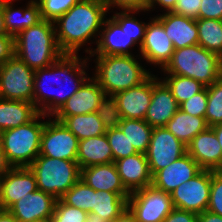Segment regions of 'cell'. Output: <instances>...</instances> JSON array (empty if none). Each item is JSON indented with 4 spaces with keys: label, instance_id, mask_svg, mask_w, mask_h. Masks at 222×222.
<instances>
[{
    "label": "cell",
    "instance_id": "15",
    "mask_svg": "<svg viewBox=\"0 0 222 222\" xmlns=\"http://www.w3.org/2000/svg\"><path fill=\"white\" fill-rule=\"evenodd\" d=\"M104 95L97 80L89 77L52 117L62 122L68 116L94 113Z\"/></svg>",
    "mask_w": 222,
    "mask_h": 222
},
{
    "label": "cell",
    "instance_id": "12",
    "mask_svg": "<svg viewBox=\"0 0 222 222\" xmlns=\"http://www.w3.org/2000/svg\"><path fill=\"white\" fill-rule=\"evenodd\" d=\"M211 170H201L170 193L174 208L202 213L207 210L211 190Z\"/></svg>",
    "mask_w": 222,
    "mask_h": 222
},
{
    "label": "cell",
    "instance_id": "46",
    "mask_svg": "<svg viewBox=\"0 0 222 222\" xmlns=\"http://www.w3.org/2000/svg\"><path fill=\"white\" fill-rule=\"evenodd\" d=\"M15 55V39L11 35H0V65Z\"/></svg>",
    "mask_w": 222,
    "mask_h": 222
},
{
    "label": "cell",
    "instance_id": "17",
    "mask_svg": "<svg viewBox=\"0 0 222 222\" xmlns=\"http://www.w3.org/2000/svg\"><path fill=\"white\" fill-rule=\"evenodd\" d=\"M179 105L167 85L152 74V99L144 120L151 127H163L175 115Z\"/></svg>",
    "mask_w": 222,
    "mask_h": 222
},
{
    "label": "cell",
    "instance_id": "13",
    "mask_svg": "<svg viewBox=\"0 0 222 222\" xmlns=\"http://www.w3.org/2000/svg\"><path fill=\"white\" fill-rule=\"evenodd\" d=\"M141 59L150 65L158 66L161 70L170 61L174 45L167 36L163 24L156 18H150L145 29V35L139 50Z\"/></svg>",
    "mask_w": 222,
    "mask_h": 222
},
{
    "label": "cell",
    "instance_id": "39",
    "mask_svg": "<svg viewBox=\"0 0 222 222\" xmlns=\"http://www.w3.org/2000/svg\"><path fill=\"white\" fill-rule=\"evenodd\" d=\"M40 9L41 18L55 21L65 14L79 0H35Z\"/></svg>",
    "mask_w": 222,
    "mask_h": 222
},
{
    "label": "cell",
    "instance_id": "24",
    "mask_svg": "<svg viewBox=\"0 0 222 222\" xmlns=\"http://www.w3.org/2000/svg\"><path fill=\"white\" fill-rule=\"evenodd\" d=\"M80 179L95 191L114 192L122 197L130 196L121 182L114 162L82 168Z\"/></svg>",
    "mask_w": 222,
    "mask_h": 222
},
{
    "label": "cell",
    "instance_id": "4",
    "mask_svg": "<svg viewBox=\"0 0 222 222\" xmlns=\"http://www.w3.org/2000/svg\"><path fill=\"white\" fill-rule=\"evenodd\" d=\"M15 55L31 69L46 68L64 53L56 41L54 22L42 19L15 38Z\"/></svg>",
    "mask_w": 222,
    "mask_h": 222
},
{
    "label": "cell",
    "instance_id": "9",
    "mask_svg": "<svg viewBox=\"0 0 222 222\" xmlns=\"http://www.w3.org/2000/svg\"><path fill=\"white\" fill-rule=\"evenodd\" d=\"M127 208L137 222H163L174 206L170 193L150 185L130 193Z\"/></svg>",
    "mask_w": 222,
    "mask_h": 222
},
{
    "label": "cell",
    "instance_id": "43",
    "mask_svg": "<svg viewBox=\"0 0 222 222\" xmlns=\"http://www.w3.org/2000/svg\"><path fill=\"white\" fill-rule=\"evenodd\" d=\"M107 10L117 8L121 10L150 11V0H101ZM116 6V7H115Z\"/></svg>",
    "mask_w": 222,
    "mask_h": 222
},
{
    "label": "cell",
    "instance_id": "25",
    "mask_svg": "<svg viewBox=\"0 0 222 222\" xmlns=\"http://www.w3.org/2000/svg\"><path fill=\"white\" fill-rule=\"evenodd\" d=\"M14 1L3 0L4 26L7 34L14 38L25 29L42 20L39 5L35 0L28 1L26 8H14Z\"/></svg>",
    "mask_w": 222,
    "mask_h": 222
},
{
    "label": "cell",
    "instance_id": "29",
    "mask_svg": "<svg viewBox=\"0 0 222 222\" xmlns=\"http://www.w3.org/2000/svg\"><path fill=\"white\" fill-rule=\"evenodd\" d=\"M128 198L114 192L95 191L93 194V210L90 213H95L106 222H111L127 208Z\"/></svg>",
    "mask_w": 222,
    "mask_h": 222
},
{
    "label": "cell",
    "instance_id": "21",
    "mask_svg": "<svg viewBox=\"0 0 222 222\" xmlns=\"http://www.w3.org/2000/svg\"><path fill=\"white\" fill-rule=\"evenodd\" d=\"M114 96L122 118L144 120L152 99V74L139 85Z\"/></svg>",
    "mask_w": 222,
    "mask_h": 222
},
{
    "label": "cell",
    "instance_id": "2",
    "mask_svg": "<svg viewBox=\"0 0 222 222\" xmlns=\"http://www.w3.org/2000/svg\"><path fill=\"white\" fill-rule=\"evenodd\" d=\"M107 13L101 0H79L54 21L59 49L64 54H78L92 38L99 39Z\"/></svg>",
    "mask_w": 222,
    "mask_h": 222
},
{
    "label": "cell",
    "instance_id": "32",
    "mask_svg": "<svg viewBox=\"0 0 222 222\" xmlns=\"http://www.w3.org/2000/svg\"><path fill=\"white\" fill-rule=\"evenodd\" d=\"M119 128L137 152L144 154L147 152L153 127L145 120L123 118Z\"/></svg>",
    "mask_w": 222,
    "mask_h": 222
},
{
    "label": "cell",
    "instance_id": "45",
    "mask_svg": "<svg viewBox=\"0 0 222 222\" xmlns=\"http://www.w3.org/2000/svg\"><path fill=\"white\" fill-rule=\"evenodd\" d=\"M201 1L202 0H178L172 12L185 17L199 19Z\"/></svg>",
    "mask_w": 222,
    "mask_h": 222
},
{
    "label": "cell",
    "instance_id": "51",
    "mask_svg": "<svg viewBox=\"0 0 222 222\" xmlns=\"http://www.w3.org/2000/svg\"><path fill=\"white\" fill-rule=\"evenodd\" d=\"M11 168L9 163L6 160L5 154L1 147V140H0V178Z\"/></svg>",
    "mask_w": 222,
    "mask_h": 222
},
{
    "label": "cell",
    "instance_id": "18",
    "mask_svg": "<svg viewBox=\"0 0 222 222\" xmlns=\"http://www.w3.org/2000/svg\"><path fill=\"white\" fill-rule=\"evenodd\" d=\"M187 153L202 170L222 171V150L211 127L198 133L187 145Z\"/></svg>",
    "mask_w": 222,
    "mask_h": 222
},
{
    "label": "cell",
    "instance_id": "34",
    "mask_svg": "<svg viewBox=\"0 0 222 222\" xmlns=\"http://www.w3.org/2000/svg\"><path fill=\"white\" fill-rule=\"evenodd\" d=\"M142 10H122L116 12L111 18L121 27L125 29L126 33L134 42L139 46L142 45L145 35L147 23L137 20L134 17L135 13L138 14Z\"/></svg>",
    "mask_w": 222,
    "mask_h": 222
},
{
    "label": "cell",
    "instance_id": "40",
    "mask_svg": "<svg viewBox=\"0 0 222 222\" xmlns=\"http://www.w3.org/2000/svg\"><path fill=\"white\" fill-rule=\"evenodd\" d=\"M87 216L88 213L84 210L65 204L61 199H57L52 220L53 222H85Z\"/></svg>",
    "mask_w": 222,
    "mask_h": 222
},
{
    "label": "cell",
    "instance_id": "6",
    "mask_svg": "<svg viewBox=\"0 0 222 222\" xmlns=\"http://www.w3.org/2000/svg\"><path fill=\"white\" fill-rule=\"evenodd\" d=\"M45 117L39 113L27 124L0 133L1 147L11 167H29L39 155Z\"/></svg>",
    "mask_w": 222,
    "mask_h": 222
},
{
    "label": "cell",
    "instance_id": "44",
    "mask_svg": "<svg viewBox=\"0 0 222 222\" xmlns=\"http://www.w3.org/2000/svg\"><path fill=\"white\" fill-rule=\"evenodd\" d=\"M199 18L222 20V0H202Z\"/></svg>",
    "mask_w": 222,
    "mask_h": 222
},
{
    "label": "cell",
    "instance_id": "1",
    "mask_svg": "<svg viewBox=\"0 0 222 222\" xmlns=\"http://www.w3.org/2000/svg\"><path fill=\"white\" fill-rule=\"evenodd\" d=\"M78 55L63 54L50 66L35 70L33 103L39 113L52 117L89 78L86 70L90 64L88 63L90 58L88 56L80 58ZM52 83L56 84L58 92L53 88ZM62 85H66L67 88ZM68 85H71L69 86L71 88L68 89Z\"/></svg>",
    "mask_w": 222,
    "mask_h": 222
},
{
    "label": "cell",
    "instance_id": "22",
    "mask_svg": "<svg viewBox=\"0 0 222 222\" xmlns=\"http://www.w3.org/2000/svg\"><path fill=\"white\" fill-rule=\"evenodd\" d=\"M114 163L121 182L129 193L152 185V175L144 153L138 152Z\"/></svg>",
    "mask_w": 222,
    "mask_h": 222
},
{
    "label": "cell",
    "instance_id": "8",
    "mask_svg": "<svg viewBox=\"0 0 222 222\" xmlns=\"http://www.w3.org/2000/svg\"><path fill=\"white\" fill-rule=\"evenodd\" d=\"M35 70L14 55L0 65V98L33 103Z\"/></svg>",
    "mask_w": 222,
    "mask_h": 222
},
{
    "label": "cell",
    "instance_id": "7",
    "mask_svg": "<svg viewBox=\"0 0 222 222\" xmlns=\"http://www.w3.org/2000/svg\"><path fill=\"white\" fill-rule=\"evenodd\" d=\"M35 174L38 190L60 199L79 179L77 161L38 155L29 166Z\"/></svg>",
    "mask_w": 222,
    "mask_h": 222
},
{
    "label": "cell",
    "instance_id": "38",
    "mask_svg": "<svg viewBox=\"0 0 222 222\" xmlns=\"http://www.w3.org/2000/svg\"><path fill=\"white\" fill-rule=\"evenodd\" d=\"M105 134L112 150L114 162L138 153L119 127L108 129Z\"/></svg>",
    "mask_w": 222,
    "mask_h": 222
},
{
    "label": "cell",
    "instance_id": "48",
    "mask_svg": "<svg viewBox=\"0 0 222 222\" xmlns=\"http://www.w3.org/2000/svg\"><path fill=\"white\" fill-rule=\"evenodd\" d=\"M178 0H150V11L152 9L155 10V6H157V8H159L158 6H160L161 9L164 10L165 12H172L177 4Z\"/></svg>",
    "mask_w": 222,
    "mask_h": 222
},
{
    "label": "cell",
    "instance_id": "35",
    "mask_svg": "<svg viewBox=\"0 0 222 222\" xmlns=\"http://www.w3.org/2000/svg\"><path fill=\"white\" fill-rule=\"evenodd\" d=\"M95 190L79 179L60 199L70 206L80 208L87 213L93 210Z\"/></svg>",
    "mask_w": 222,
    "mask_h": 222
},
{
    "label": "cell",
    "instance_id": "54",
    "mask_svg": "<svg viewBox=\"0 0 222 222\" xmlns=\"http://www.w3.org/2000/svg\"><path fill=\"white\" fill-rule=\"evenodd\" d=\"M211 128L215 132V135L219 141V144H220V147L222 150V123L216 124V125L212 126Z\"/></svg>",
    "mask_w": 222,
    "mask_h": 222
},
{
    "label": "cell",
    "instance_id": "33",
    "mask_svg": "<svg viewBox=\"0 0 222 222\" xmlns=\"http://www.w3.org/2000/svg\"><path fill=\"white\" fill-rule=\"evenodd\" d=\"M162 81L171 90L178 105L201 92L205 86L193 78L183 77L174 74H164Z\"/></svg>",
    "mask_w": 222,
    "mask_h": 222
},
{
    "label": "cell",
    "instance_id": "50",
    "mask_svg": "<svg viewBox=\"0 0 222 222\" xmlns=\"http://www.w3.org/2000/svg\"><path fill=\"white\" fill-rule=\"evenodd\" d=\"M111 222H137L134 215L126 208L117 218Z\"/></svg>",
    "mask_w": 222,
    "mask_h": 222
},
{
    "label": "cell",
    "instance_id": "5",
    "mask_svg": "<svg viewBox=\"0 0 222 222\" xmlns=\"http://www.w3.org/2000/svg\"><path fill=\"white\" fill-rule=\"evenodd\" d=\"M161 71L193 78L208 87L222 77V57L194 44L174 49L170 61Z\"/></svg>",
    "mask_w": 222,
    "mask_h": 222
},
{
    "label": "cell",
    "instance_id": "14",
    "mask_svg": "<svg viewBox=\"0 0 222 222\" xmlns=\"http://www.w3.org/2000/svg\"><path fill=\"white\" fill-rule=\"evenodd\" d=\"M37 189L35 174L29 167H11L0 178V209L8 210L27 193Z\"/></svg>",
    "mask_w": 222,
    "mask_h": 222
},
{
    "label": "cell",
    "instance_id": "55",
    "mask_svg": "<svg viewBox=\"0 0 222 222\" xmlns=\"http://www.w3.org/2000/svg\"><path fill=\"white\" fill-rule=\"evenodd\" d=\"M85 222H106V221L95 213H88Z\"/></svg>",
    "mask_w": 222,
    "mask_h": 222
},
{
    "label": "cell",
    "instance_id": "11",
    "mask_svg": "<svg viewBox=\"0 0 222 222\" xmlns=\"http://www.w3.org/2000/svg\"><path fill=\"white\" fill-rule=\"evenodd\" d=\"M187 153V145L178 140L165 126L154 127L145 153L152 177Z\"/></svg>",
    "mask_w": 222,
    "mask_h": 222
},
{
    "label": "cell",
    "instance_id": "37",
    "mask_svg": "<svg viewBox=\"0 0 222 222\" xmlns=\"http://www.w3.org/2000/svg\"><path fill=\"white\" fill-rule=\"evenodd\" d=\"M96 113L106 130L119 127L123 119L114 95L105 94L99 102Z\"/></svg>",
    "mask_w": 222,
    "mask_h": 222
},
{
    "label": "cell",
    "instance_id": "36",
    "mask_svg": "<svg viewBox=\"0 0 222 222\" xmlns=\"http://www.w3.org/2000/svg\"><path fill=\"white\" fill-rule=\"evenodd\" d=\"M205 121L208 127L222 123V77L207 87Z\"/></svg>",
    "mask_w": 222,
    "mask_h": 222
},
{
    "label": "cell",
    "instance_id": "26",
    "mask_svg": "<svg viewBox=\"0 0 222 222\" xmlns=\"http://www.w3.org/2000/svg\"><path fill=\"white\" fill-rule=\"evenodd\" d=\"M76 161L81 169L114 162L106 134L80 140Z\"/></svg>",
    "mask_w": 222,
    "mask_h": 222
},
{
    "label": "cell",
    "instance_id": "28",
    "mask_svg": "<svg viewBox=\"0 0 222 222\" xmlns=\"http://www.w3.org/2000/svg\"><path fill=\"white\" fill-rule=\"evenodd\" d=\"M165 127L168 131L173 133L178 140L188 145L192 139L198 133L204 131L208 125L205 121V117L192 116L178 109Z\"/></svg>",
    "mask_w": 222,
    "mask_h": 222
},
{
    "label": "cell",
    "instance_id": "27",
    "mask_svg": "<svg viewBox=\"0 0 222 222\" xmlns=\"http://www.w3.org/2000/svg\"><path fill=\"white\" fill-rule=\"evenodd\" d=\"M38 114L34 103L0 98V133L27 124Z\"/></svg>",
    "mask_w": 222,
    "mask_h": 222
},
{
    "label": "cell",
    "instance_id": "16",
    "mask_svg": "<svg viewBox=\"0 0 222 222\" xmlns=\"http://www.w3.org/2000/svg\"><path fill=\"white\" fill-rule=\"evenodd\" d=\"M99 39H95L97 48H85L89 55H134L130 48L136 43L121 27L110 17L106 18L100 31Z\"/></svg>",
    "mask_w": 222,
    "mask_h": 222
},
{
    "label": "cell",
    "instance_id": "42",
    "mask_svg": "<svg viewBox=\"0 0 222 222\" xmlns=\"http://www.w3.org/2000/svg\"><path fill=\"white\" fill-rule=\"evenodd\" d=\"M207 100L208 90L207 87H205L201 92L181 103L179 109L192 116L204 117L207 108Z\"/></svg>",
    "mask_w": 222,
    "mask_h": 222
},
{
    "label": "cell",
    "instance_id": "23",
    "mask_svg": "<svg viewBox=\"0 0 222 222\" xmlns=\"http://www.w3.org/2000/svg\"><path fill=\"white\" fill-rule=\"evenodd\" d=\"M173 42L174 49L198 44V28L196 19L178 15L174 12L160 13L155 16Z\"/></svg>",
    "mask_w": 222,
    "mask_h": 222
},
{
    "label": "cell",
    "instance_id": "3",
    "mask_svg": "<svg viewBox=\"0 0 222 222\" xmlns=\"http://www.w3.org/2000/svg\"><path fill=\"white\" fill-rule=\"evenodd\" d=\"M94 78L107 95L128 90L144 82L151 71L143 68L134 55H90L95 57Z\"/></svg>",
    "mask_w": 222,
    "mask_h": 222
},
{
    "label": "cell",
    "instance_id": "41",
    "mask_svg": "<svg viewBox=\"0 0 222 222\" xmlns=\"http://www.w3.org/2000/svg\"><path fill=\"white\" fill-rule=\"evenodd\" d=\"M207 210L222 216V171H212L211 190Z\"/></svg>",
    "mask_w": 222,
    "mask_h": 222
},
{
    "label": "cell",
    "instance_id": "10",
    "mask_svg": "<svg viewBox=\"0 0 222 222\" xmlns=\"http://www.w3.org/2000/svg\"><path fill=\"white\" fill-rule=\"evenodd\" d=\"M50 118L43 128L39 155L76 161L79 139L62 122Z\"/></svg>",
    "mask_w": 222,
    "mask_h": 222
},
{
    "label": "cell",
    "instance_id": "47",
    "mask_svg": "<svg viewBox=\"0 0 222 222\" xmlns=\"http://www.w3.org/2000/svg\"><path fill=\"white\" fill-rule=\"evenodd\" d=\"M198 214L174 208L163 222H197Z\"/></svg>",
    "mask_w": 222,
    "mask_h": 222
},
{
    "label": "cell",
    "instance_id": "53",
    "mask_svg": "<svg viewBox=\"0 0 222 222\" xmlns=\"http://www.w3.org/2000/svg\"><path fill=\"white\" fill-rule=\"evenodd\" d=\"M0 35H8L4 26L3 0H0Z\"/></svg>",
    "mask_w": 222,
    "mask_h": 222
},
{
    "label": "cell",
    "instance_id": "52",
    "mask_svg": "<svg viewBox=\"0 0 222 222\" xmlns=\"http://www.w3.org/2000/svg\"><path fill=\"white\" fill-rule=\"evenodd\" d=\"M0 222H19L8 210L0 209Z\"/></svg>",
    "mask_w": 222,
    "mask_h": 222
},
{
    "label": "cell",
    "instance_id": "31",
    "mask_svg": "<svg viewBox=\"0 0 222 222\" xmlns=\"http://www.w3.org/2000/svg\"><path fill=\"white\" fill-rule=\"evenodd\" d=\"M198 44L222 57V20L196 19Z\"/></svg>",
    "mask_w": 222,
    "mask_h": 222
},
{
    "label": "cell",
    "instance_id": "20",
    "mask_svg": "<svg viewBox=\"0 0 222 222\" xmlns=\"http://www.w3.org/2000/svg\"><path fill=\"white\" fill-rule=\"evenodd\" d=\"M57 199L42 190L27 193L26 196L15 202L8 211L19 222L51 217L54 213Z\"/></svg>",
    "mask_w": 222,
    "mask_h": 222
},
{
    "label": "cell",
    "instance_id": "30",
    "mask_svg": "<svg viewBox=\"0 0 222 222\" xmlns=\"http://www.w3.org/2000/svg\"><path fill=\"white\" fill-rule=\"evenodd\" d=\"M62 123L79 139V141L106 133V129L96 112L68 116Z\"/></svg>",
    "mask_w": 222,
    "mask_h": 222
},
{
    "label": "cell",
    "instance_id": "56",
    "mask_svg": "<svg viewBox=\"0 0 222 222\" xmlns=\"http://www.w3.org/2000/svg\"><path fill=\"white\" fill-rule=\"evenodd\" d=\"M31 222H53V220H52V216H51V217H46V218H42V219L33 220Z\"/></svg>",
    "mask_w": 222,
    "mask_h": 222
},
{
    "label": "cell",
    "instance_id": "19",
    "mask_svg": "<svg viewBox=\"0 0 222 222\" xmlns=\"http://www.w3.org/2000/svg\"><path fill=\"white\" fill-rule=\"evenodd\" d=\"M201 170L198 163L186 153L164 169L159 170L152 177V185L166 193H171L182 183L192 179Z\"/></svg>",
    "mask_w": 222,
    "mask_h": 222
},
{
    "label": "cell",
    "instance_id": "49",
    "mask_svg": "<svg viewBox=\"0 0 222 222\" xmlns=\"http://www.w3.org/2000/svg\"><path fill=\"white\" fill-rule=\"evenodd\" d=\"M197 222H222V216L206 210L198 214Z\"/></svg>",
    "mask_w": 222,
    "mask_h": 222
}]
</instances>
